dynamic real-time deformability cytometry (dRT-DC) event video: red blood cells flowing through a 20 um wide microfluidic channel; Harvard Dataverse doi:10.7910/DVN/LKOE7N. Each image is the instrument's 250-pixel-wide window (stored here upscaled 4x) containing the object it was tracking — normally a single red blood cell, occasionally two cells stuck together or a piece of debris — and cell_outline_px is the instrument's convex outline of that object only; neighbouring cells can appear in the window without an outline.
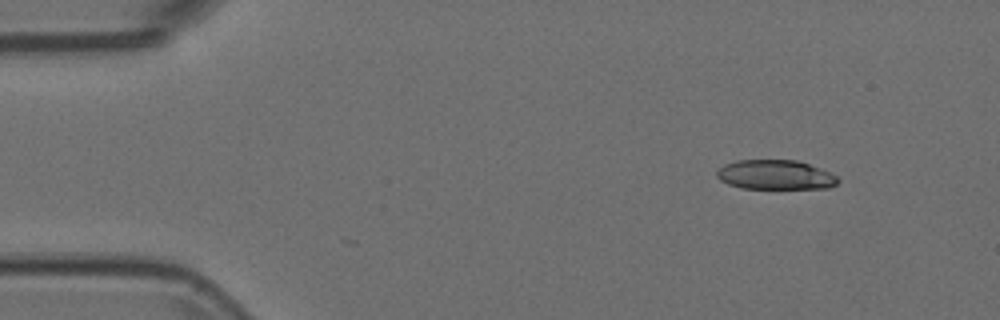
{"species": "Egyptian fruit bat (a non-hibernating species)", "species_latin": "Rousettus aegyptiacus", "temperature_condition": "room temperature", "stored_images_in_passage": 2, "camera_frame_rate_fps": 3000, "um_per_image_px": 0.085, "animal": {"sex": "female"}, "frame": {"image": 1, "passage_image": 1, "time_ms": 0.0, "image_size_px": [1000, 320], "cell_outline_px": [[840, 180], [832, 188], [740, 188], [728, 184], [720, 180], [716, 176], [716, 172], [724, 164], [736, 160], [796, 160], [820, 168], [836, 176]], "centroid_in_image_um": [65.89, 14.86], "position_along_channel_um": 19.1, "area_um2": 20.81}}